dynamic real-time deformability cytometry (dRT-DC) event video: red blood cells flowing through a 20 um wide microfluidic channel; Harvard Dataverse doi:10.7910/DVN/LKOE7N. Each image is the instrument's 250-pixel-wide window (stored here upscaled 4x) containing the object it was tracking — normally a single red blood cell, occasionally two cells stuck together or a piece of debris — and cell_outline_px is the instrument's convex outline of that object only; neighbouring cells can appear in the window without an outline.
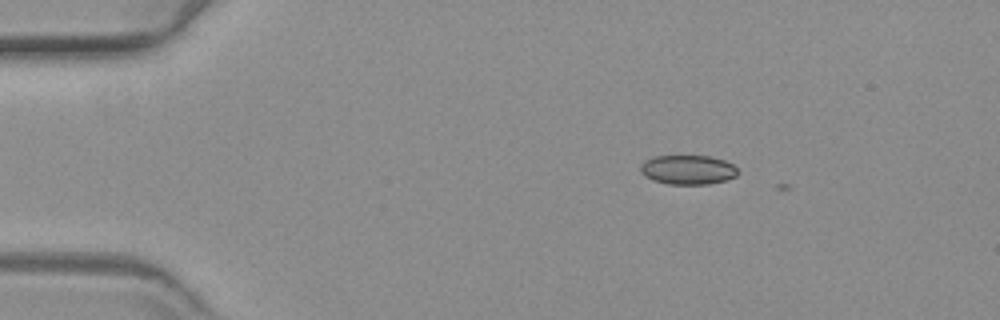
{"species": "common noctule bat (a hibernating species)", "species_latin": "Nyctalus noctula", "temperature_condition": "warm", "stored_images_in_passage": 4, "camera_frame_rate_fps": 3000, "um_per_image_px": 0.085, "animal": {"sex": "female", "body_mass_g": 19.3, "forearm_length_mm": 54.1}, "frame": {"image": 1, "passage_image": 2, "time_ms": 0.333, "image_size_px": [1000, 320], "cell_outline_px": [[740, 172], [736, 176], [728, 180], [708, 184], [668, 184], [644, 176], [640, 172], [640, 164], [644, 160], [656, 156], [708, 156], [724, 160], [732, 164]], "centroid_in_image_um": [58.48, 14.43], "position_along_channel_um": 26.5, "area_um2": 16.7}}